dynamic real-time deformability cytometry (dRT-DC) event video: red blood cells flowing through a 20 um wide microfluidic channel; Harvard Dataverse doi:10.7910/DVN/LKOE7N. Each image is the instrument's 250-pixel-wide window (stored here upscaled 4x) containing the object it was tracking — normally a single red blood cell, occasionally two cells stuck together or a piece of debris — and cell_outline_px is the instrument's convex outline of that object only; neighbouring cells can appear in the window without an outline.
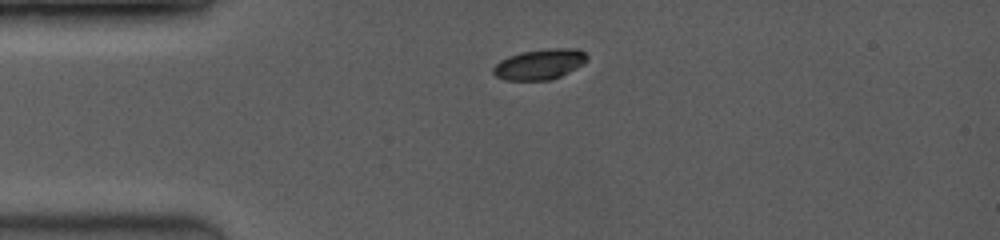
{"species": "common noctule bat (a hibernating species)", "species_latin": "Nyctalus noctula", "temperature_condition": "room temperature", "stored_images_in_passage": 8, "camera_frame_rate_fps": 3500, "um_per_image_px": 0.085, "animal": {"sex": "female", "body_mass_g": 19.0, "forearm_length_mm": 53.3}, "frame": {"image": 1, "passage_image": 1, "time_ms": 0.0, "image_size_px": [1000, 240], "cell_outline_px": [[588, 60], [584, 64], [552, 80], [504, 80], [496, 76], [492, 72], [492, 68], [500, 60], [508, 56], [520, 52], [548, 48], [576, 48], [584, 52], [588, 56]], "centroid_in_image_um": [45.87, 5.45], "position_along_channel_um": 39.1, "area_um2": 16.82}}
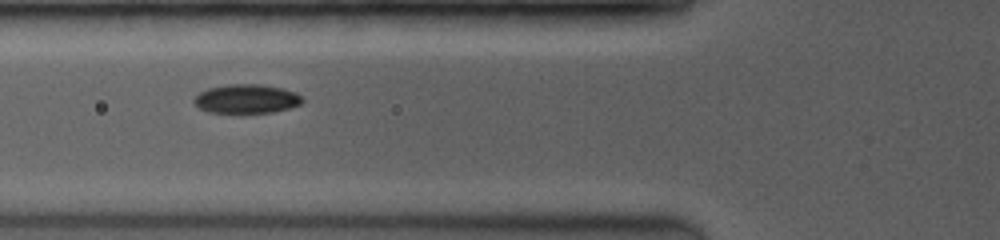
{"frame": {"image": 2, "passage_image": 7, "time_ms": 2.286, "image_size_px": [1000, 240], "cell_outline_px": [[304, 100], [300, 104], [288, 108], [272, 112], [240, 116], [208, 112], [200, 108], [192, 100], [200, 92], [208, 88], [228, 84], [260, 84], [280, 88], [296, 92]], "centroid_in_image_um": [20.92, 8.45], "position_along_channel_um": 104.9, "area_um2": 18.96}}
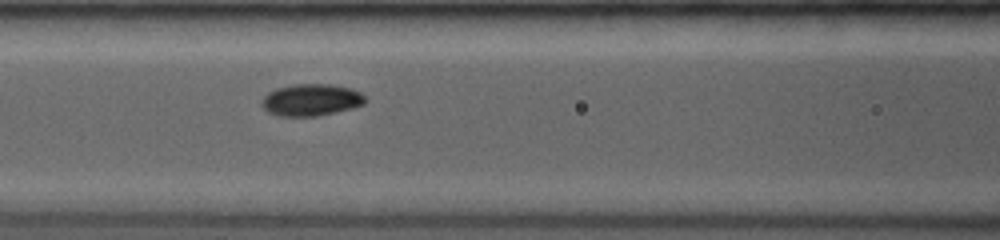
{"frame": {"image": 3, "passage_image": 8, "time_ms": 3.143, "image_size_px": [1000, 240], "cell_outline_px": [[364, 104], [352, 108], [336, 112], [316, 116], [280, 116], [268, 112], [260, 104], [260, 100], [268, 92], [276, 88], [292, 84], [328, 84], [352, 88], [360, 92], [364, 96]], "centroid_in_image_um": [26.41, 8.49], "position_along_channel_um": 140.2, "area_um2": 19.31}}